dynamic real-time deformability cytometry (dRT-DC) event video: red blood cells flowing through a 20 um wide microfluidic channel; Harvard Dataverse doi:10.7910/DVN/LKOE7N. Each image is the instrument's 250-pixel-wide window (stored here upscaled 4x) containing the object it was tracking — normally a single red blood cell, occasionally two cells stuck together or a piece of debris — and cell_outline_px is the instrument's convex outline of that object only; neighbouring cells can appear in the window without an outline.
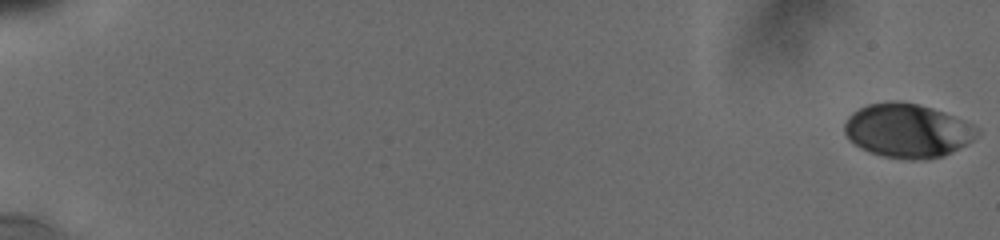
{"species": "human", "species_latin": "Homo sapiens", "temperature_condition": "cold", "stored_images_in_passage": 21, "camera_frame_rate_fps": 3000, "um_per_image_px": 0.085, "donor": {"sex": "male"}, "frame": {"image": 1, "passage_image": 1, "time_ms": 0.0, "image_size_px": [1000, 240], "cell_outline_px": [[972, 140], [952, 152], [944, 156], [920, 160], [912, 160], [884, 156], [860, 148], [848, 140], [844, 132], [844, 120], [852, 112], [868, 104], [892, 100], [896, 100], [916, 104], [932, 108], [944, 112], [964, 120], [972, 124]], "centroid_in_image_um": [77.04, 11.1], "position_along_channel_um": 8.0, "area_um2": 41.27}}
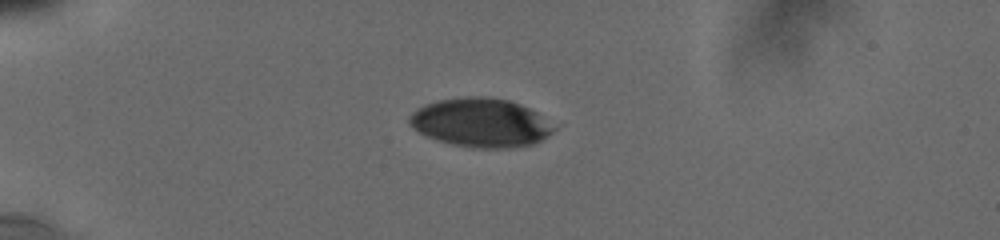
{"frame": {"image": 2, "passage_image": 13, "time_ms": 5.333, "image_size_px": [1000, 240], "cell_outline_px": [[556, 128], [552, 132], [540, 140], [532, 144], [508, 148], [472, 148], [452, 144], [436, 140], [412, 128], [408, 124], [408, 116], [416, 108], [424, 104], [436, 100], [468, 96], [488, 96], [508, 100], [520, 104], [536, 112]], "centroid_in_image_um": [40.8, 10.42], "position_along_channel_um": 44.2, "area_um2": 41.15}}
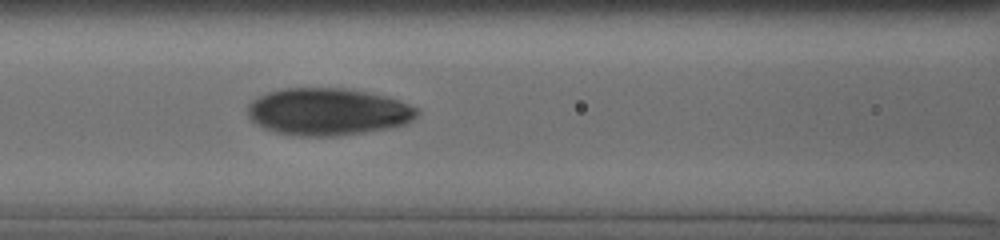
{"frame": {"image": 3, "passage_image": 21, "time_ms": 9.0, "image_size_px": [1000, 240], "cell_outline_px": [[416, 116], [412, 120], [404, 124], [388, 128], [364, 132], [336, 136], [292, 136], [276, 132], [264, 128], [256, 124], [248, 116], [248, 104], [252, 100], [268, 92], [280, 88], [344, 88], [384, 96], [400, 100], [416, 108]], "centroid_in_image_um": [27.82, 9.5], "position_along_channel_um": 138.8, "area_um2": 46.41}}